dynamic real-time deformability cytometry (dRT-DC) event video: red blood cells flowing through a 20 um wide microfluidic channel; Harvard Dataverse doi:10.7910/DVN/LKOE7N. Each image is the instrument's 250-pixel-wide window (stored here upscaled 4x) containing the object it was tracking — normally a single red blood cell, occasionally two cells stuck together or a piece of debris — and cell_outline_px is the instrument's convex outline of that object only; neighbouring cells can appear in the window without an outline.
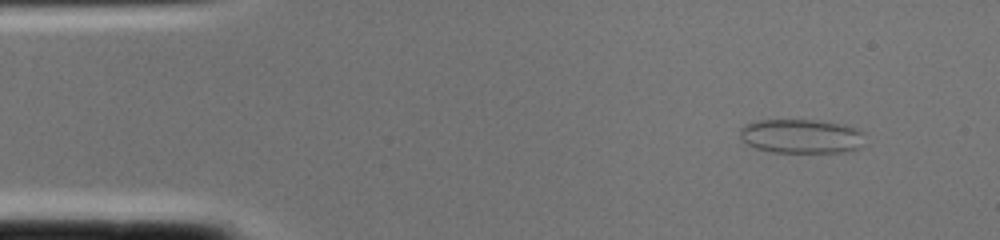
{"species": "common noctule bat (a hibernating species)", "species_latin": "Nyctalus noctula", "temperature_condition": "cold", "stored_images_in_passage": 2, "segment_of_instrument_passage": [2, 2], "camera_frame_rate_fps": 3000, "um_per_image_px": 0.085, "animal": {"sex": "female", "body_mass_g": 22.0, "forearm_length_mm": 56.7}, "frame": {"image": 1, "passage_image": 2, "time_ms": 0.333, "image_size_px": [1000, 240], "cell_outline_px": [[864, 132], [860, 148], [844, 152], [772, 152], [756, 148], [740, 140], [740, 128], [744, 124], [760, 120], [816, 120], [844, 124], [856, 128]], "centroid_in_image_um": [68.09, 11.57], "position_along_channel_um": 16.9, "area_um2": 25.03}}